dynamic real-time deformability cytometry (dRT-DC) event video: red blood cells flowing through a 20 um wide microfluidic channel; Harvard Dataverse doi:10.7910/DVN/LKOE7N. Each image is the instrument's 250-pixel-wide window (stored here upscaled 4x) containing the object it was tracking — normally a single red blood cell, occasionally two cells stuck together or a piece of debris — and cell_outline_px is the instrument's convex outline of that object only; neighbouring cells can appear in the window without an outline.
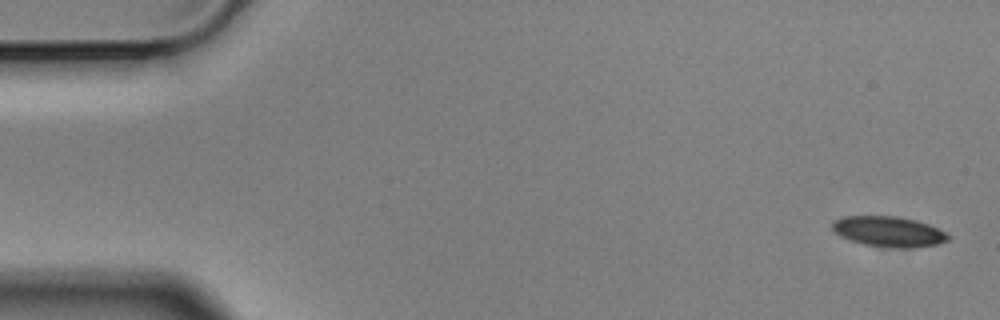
{"species": "Egyptian fruit bat (a non-hibernating species)", "species_latin": "Rousettus aegyptiacus", "temperature_condition": "cold", "stored_images_in_passage": 56, "camera_frame_rate_fps": 3000, "um_per_image_px": 0.085, "animal": {"sex": "male"}, "frame": {"image": 1, "passage_image": 1, "time_ms": 0.0, "image_size_px": [1000, 320], "cell_outline_px": [[952, 236], [948, 240], [936, 244], [916, 248], [892, 248], [864, 244], [840, 236], [832, 228], [832, 220], [844, 216], [900, 216], [916, 220], [928, 224]], "centroid_in_image_um": [75.54, 19.68], "position_along_channel_um": 9.5, "area_um2": 20.58}}
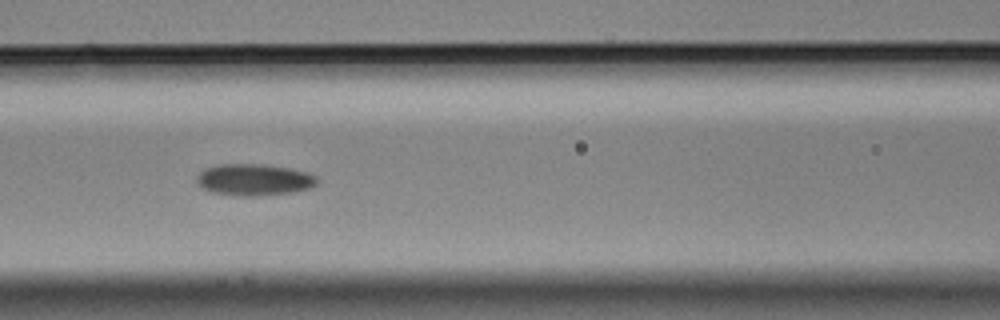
{"frame": {"image": 2, "passage_image": 23, "time_ms": 7.333, "image_size_px": [1000, 320], "cell_outline_px": [[320, 180], [316, 184], [308, 188], [292, 192], [252, 196], [240, 196], [212, 192], [204, 188], [196, 180], [196, 176], [204, 168], [216, 164], [264, 164], [288, 168], [308, 172], [316, 176]], "centroid_in_image_um": [21.59, 15.26], "position_along_channel_um": 145.0, "area_um2": 22.14}}
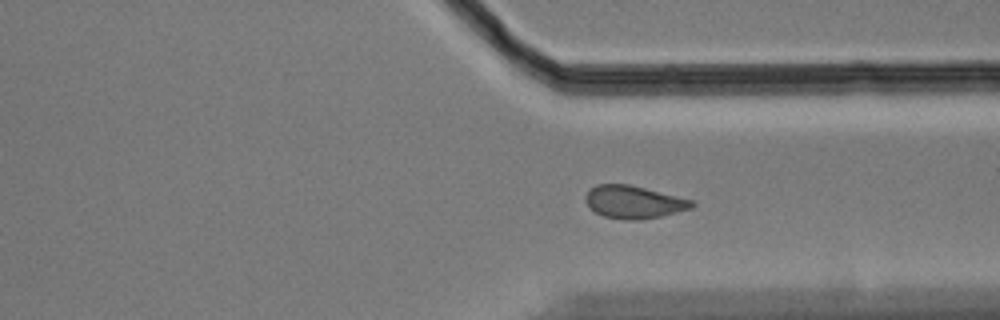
{"frame": {"image": 3, "passage_image": 41, "time_ms": 13.333, "image_size_px": [1000, 320], "cell_outline_px": [[696, 204], [692, 208], [660, 216], [640, 220], [624, 220], [604, 216], [588, 208], [584, 200], [588, 192], [596, 184], [628, 184], [692, 200]], "centroid_in_image_um": [53.84, 17.18], "position_along_channel_um": 357.6, "area_um2": 20.11}, "authors_computed_cell_mechanics": {"area_um2": 20.7502, "velocity_mm_per_s": 3.5479, "shape_relaxation_time_tau1_ms": 10.6891, "shape_relaxation_time_tau2_ms": 4.713, "deformation_change_tau1": 0.1608, "deformation_change_tau2": 0.1093}}